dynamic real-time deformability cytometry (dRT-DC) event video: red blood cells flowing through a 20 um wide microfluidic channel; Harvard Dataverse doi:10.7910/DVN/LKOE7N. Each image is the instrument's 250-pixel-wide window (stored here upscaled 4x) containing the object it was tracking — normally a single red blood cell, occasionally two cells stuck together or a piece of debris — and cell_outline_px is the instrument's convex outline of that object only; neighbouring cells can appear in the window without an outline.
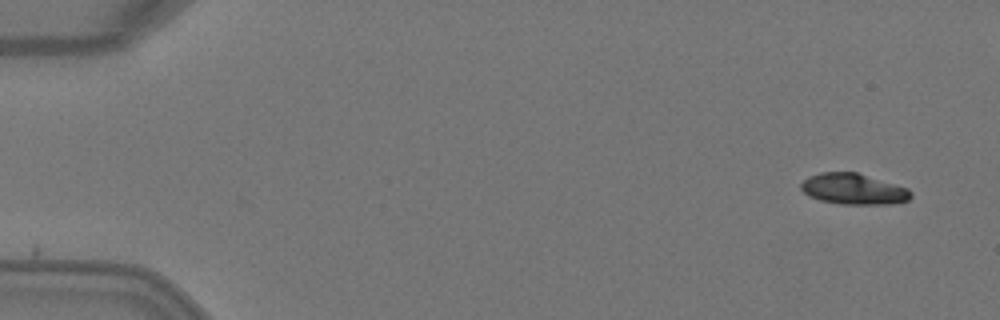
{"species": "Egyptian fruit bat (a non-hibernating species)", "species_latin": "Rousettus aegyptiacus", "temperature_condition": "warm", "stored_images_in_passage": 5, "camera_frame_rate_fps": 3000, "um_per_image_px": 0.085, "animal": {"sex": "female"}, "frame": {"image": 1, "passage_image": 1, "time_ms": 0.0, "image_size_px": [1000, 320], "cell_outline_px": [[912, 196], [908, 200], [892, 204], [840, 204], [820, 200], [808, 196], [800, 188], [800, 184], [808, 176], [820, 172], [856, 172], [908, 188], [912, 192]], "centroid_in_image_um": [72.53, 16.07], "position_along_channel_um": 12.5, "area_um2": 19.83}}